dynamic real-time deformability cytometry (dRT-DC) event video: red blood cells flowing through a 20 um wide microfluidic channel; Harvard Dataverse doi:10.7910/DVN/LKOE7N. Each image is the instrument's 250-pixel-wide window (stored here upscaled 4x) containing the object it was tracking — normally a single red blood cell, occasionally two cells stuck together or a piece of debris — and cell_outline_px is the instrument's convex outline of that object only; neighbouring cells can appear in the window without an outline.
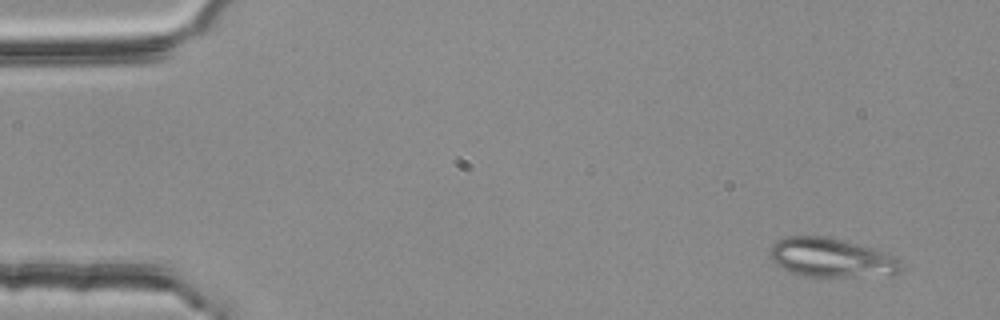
{"species": "common noctule bat (a hibernating species)", "species_latin": "Nyctalus noctula", "temperature_condition": "room temperature", "stored_images_in_passage": 4, "camera_frame_rate_fps": 3000, "um_per_image_px": 0.085, "animal": {"sex": "female", "body_mass_g": 25.1}, "frame": {"image": 1, "passage_image": 1, "time_ms": 0.0, "image_size_px": [1000, 320], "cell_outline_px": [[904, 268], [900, 272], [892, 276], [804, 276], [792, 272], [776, 264], [772, 260], [768, 252], [772, 244], [776, 240], [784, 236], [824, 236], [856, 244], [892, 256], [900, 260], [904, 264]], "centroid_in_image_um": [70.66, 21.92], "position_along_channel_um": 14.3, "area_um2": 29.71}}